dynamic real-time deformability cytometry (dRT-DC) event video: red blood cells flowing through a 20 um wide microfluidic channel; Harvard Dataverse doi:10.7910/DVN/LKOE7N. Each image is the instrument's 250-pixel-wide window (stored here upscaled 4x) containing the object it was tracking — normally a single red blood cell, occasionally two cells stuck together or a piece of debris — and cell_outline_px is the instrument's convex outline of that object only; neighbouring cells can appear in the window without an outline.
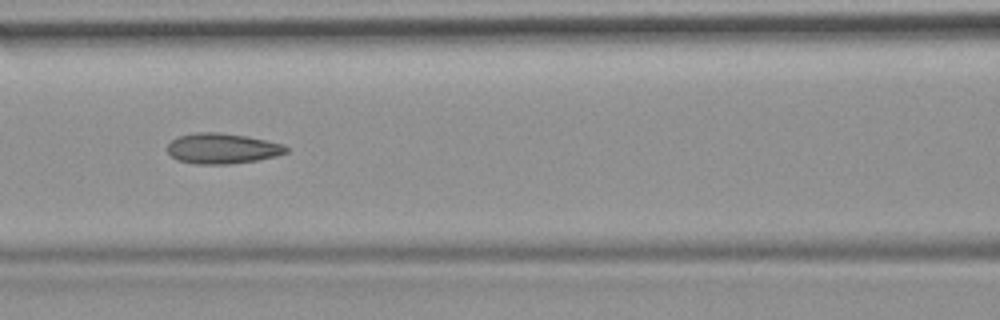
{"species": "common noctule bat (a hibernating species)", "species_latin": "Nyctalus noctula", "temperature_condition": "room temperature", "stored_images_in_passage": 53, "camera_frame_rate_fps": 3000, "um_per_image_px": 0.085, "animal": {"sex": "female", "body_mass_g": 19.9}, "frame": {"image": 1, "passage_image": 23, "time_ms": 7.333, "image_size_px": [1000, 320], "cell_outline_px": [[288, 152], [276, 156], [256, 160], [228, 164], [196, 164], [176, 160], [168, 152], [168, 144], [176, 136], [196, 132], [220, 132], [248, 136], [284, 144], [288, 148]], "centroid_in_image_um": [18.89, 12.61], "position_along_channel_um": 147.7, "area_um2": 21.21}, "authors_computed_cell_mechanics": {"area_um2": 21.0392, "velocity_mm_per_s": 3.8107, "shape_relaxation_time_tau1_ms": null, "shape_relaxation_time_tau2_ms": 2.1562, "deformation_change_tau1": null, "deformation_change_tau2": 0.0857}}